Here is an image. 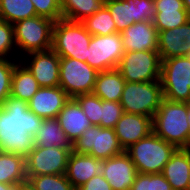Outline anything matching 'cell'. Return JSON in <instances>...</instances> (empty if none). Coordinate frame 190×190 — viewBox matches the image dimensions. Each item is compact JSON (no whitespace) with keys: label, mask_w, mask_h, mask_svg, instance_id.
I'll return each instance as SVG.
<instances>
[{"label":"cell","mask_w":190,"mask_h":190,"mask_svg":"<svg viewBox=\"0 0 190 190\" xmlns=\"http://www.w3.org/2000/svg\"><path fill=\"white\" fill-rule=\"evenodd\" d=\"M42 121L26 101L10 95L0 106V151L26 157L35 147L33 136Z\"/></svg>","instance_id":"obj_1"},{"label":"cell","mask_w":190,"mask_h":190,"mask_svg":"<svg viewBox=\"0 0 190 190\" xmlns=\"http://www.w3.org/2000/svg\"><path fill=\"white\" fill-rule=\"evenodd\" d=\"M188 102L163 99L153 117V132L177 149L190 148Z\"/></svg>","instance_id":"obj_2"},{"label":"cell","mask_w":190,"mask_h":190,"mask_svg":"<svg viewBox=\"0 0 190 190\" xmlns=\"http://www.w3.org/2000/svg\"><path fill=\"white\" fill-rule=\"evenodd\" d=\"M177 150L154 132L130 145L125 152L131 158L138 173H162L164 166Z\"/></svg>","instance_id":"obj_3"},{"label":"cell","mask_w":190,"mask_h":190,"mask_svg":"<svg viewBox=\"0 0 190 190\" xmlns=\"http://www.w3.org/2000/svg\"><path fill=\"white\" fill-rule=\"evenodd\" d=\"M92 35L82 22L59 19L53 25L52 50L60 58L86 62Z\"/></svg>","instance_id":"obj_4"},{"label":"cell","mask_w":190,"mask_h":190,"mask_svg":"<svg viewBox=\"0 0 190 190\" xmlns=\"http://www.w3.org/2000/svg\"><path fill=\"white\" fill-rule=\"evenodd\" d=\"M163 89L161 82H126L120 104L125 113L154 117L161 105Z\"/></svg>","instance_id":"obj_5"},{"label":"cell","mask_w":190,"mask_h":190,"mask_svg":"<svg viewBox=\"0 0 190 190\" xmlns=\"http://www.w3.org/2000/svg\"><path fill=\"white\" fill-rule=\"evenodd\" d=\"M160 82L164 99L190 102V60L186 56L161 61Z\"/></svg>","instance_id":"obj_6"},{"label":"cell","mask_w":190,"mask_h":190,"mask_svg":"<svg viewBox=\"0 0 190 190\" xmlns=\"http://www.w3.org/2000/svg\"><path fill=\"white\" fill-rule=\"evenodd\" d=\"M54 21L33 16L13 24L15 45L25 53L47 51L52 49Z\"/></svg>","instance_id":"obj_7"},{"label":"cell","mask_w":190,"mask_h":190,"mask_svg":"<svg viewBox=\"0 0 190 190\" xmlns=\"http://www.w3.org/2000/svg\"><path fill=\"white\" fill-rule=\"evenodd\" d=\"M72 151L106 160L125 150L120 145L114 129L91 125L72 144Z\"/></svg>","instance_id":"obj_8"},{"label":"cell","mask_w":190,"mask_h":190,"mask_svg":"<svg viewBox=\"0 0 190 190\" xmlns=\"http://www.w3.org/2000/svg\"><path fill=\"white\" fill-rule=\"evenodd\" d=\"M126 82L160 80L161 59L158 50L125 52L117 67Z\"/></svg>","instance_id":"obj_9"},{"label":"cell","mask_w":190,"mask_h":190,"mask_svg":"<svg viewBox=\"0 0 190 190\" xmlns=\"http://www.w3.org/2000/svg\"><path fill=\"white\" fill-rule=\"evenodd\" d=\"M98 71L87 62L60 58L59 86L70 98L93 92Z\"/></svg>","instance_id":"obj_10"},{"label":"cell","mask_w":190,"mask_h":190,"mask_svg":"<svg viewBox=\"0 0 190 190\" xmlns=\"http://www.w3.org/2000/svg\"><path fill=\"white\" fill-rule=\"evenodd\" d=\"M124 53L121 33L93 35L86 62L98 72L111 70L118 67Z\"/></svg>","instance_id":"obj_11"},{"label":"cell","mask_w":190,"mask_h":190,"mask_svg":"<svg viewBox=\"0 0 190 190\" xmlns=\"http://www.w3.org/2000/svg\"><path fill=\"white\" fill-rule=\"evenodd\" d=\"M72 148L35 146L25 157L26 176L65 174Z\"/></svg>","instance_id":"obj_12"},{"label":"cell","mask_w":190,"mask_h":190,"mask_svg":"<svg viewBox=\"0 0 190 190\" xmlns=\"http://www.w3.org/2000/svg\"><path fill=\"white\" fill-rule=\"evenodd\" d=\"M101 174L113 190H131L138 170L131 158L124 151L103 160Z\"/></svg>","instance_id":"obj_13"},{"label":"cell","mask_w":190,"mask_h":190,"mask_svg":"<svg viewBox=\"0 0 190 190\" xmlns=\"http://www.w3.org/2000/svg\"><path fill=\"white\" fill-rule=\"evenodd\" d=\"M32 57L25 66L37 80L40 87L59 86L60 56L52 49L28 53Z\"/></svg>","instance_id":"obj_14"},{"label":"cell","mask_w":190,"mask_h":190,"mask_svg":"<svg viewBox=\"0 0 190 190\" xmlns=\"http://www.w3.org/2000/svg\"><path fill=\"white\" fill-rule=\"evenodd\" d=\"M114 131L125 150L153 132V118L124 112L115 125Z\"/></svg>","instance_id":"obj_15"},{"label":"cell","mask_w":190,"mask_h":190,"mask_svg":"<svg viewBox=\"0 0 190 190\" xmlns=\"http://www.w3.org/2000/svg\"><path fill=\"white\" fill-rule=\"evenodd\" d=\"M69 99L68 94L60 86L40 87L28 102V107L40 118H57Z\"/></svg>","instance_id":"obj_16"},{"label":"cell","mask_w":190,"mask_h":190,"mask_svg":"<svg viewBox=\"0 0 190 190\" xmlns=\"http://www.w3.org/2000/svg\"><path fill=\"white\" fill-rule=\"evenodd\" d=\"M125 52L158 50V31L153 22L142 21L121 32Z\"/></svg>","instance_id":"obj_17"},{"label":"cell","mask_w":190,"mask_h":190,"mask_svg":"<svg viewBox=\"0 0 190 190\" xmlns=\"http://www.w3.org/2000/svg\"><path fill=\"white\" fill-rule=\"evenodd\" d=\"M190 50V20L177 28L158 32V52L161 61L185 56Z\"/></svg>","instance_id":"obj_18"},{"label":"cell","mask_w":190,"mask_h":190,"mask_svg":"<svg viewBox=\"0 0 190 190\" xmlns=\"http://www.w3.org/2000/svg\"><path fill=\"white\" fill-rule=\"evenodd\" d=\"M102 165L103 160L96 159L88 154L71 151L65 175L73 187L78 189L92 177L100 175Z\"/></svg>","instance_id":"obj_19"},{"label":"cell","mask_w":190,"mask_h":190,"mask_svg":"<svg viewBox=\"0 0 190 190\" xmlns=\"http://www.w3.org/2000/svg\"><path fill=\"white\" fill-rule=\"evenodd\" d=\"M156 17L153 21L157 31L177 28L190 20L183 0H154Z\"/></svg>","instance_id":"obj_20"},{"label":"cell","mask_w":190,"mask_h":190,"mask_svg":"<svg viewBox=\"0 0 190 190\" xmlns=\"http://www.w3.org/2000/svg\"><path fill=\"white\" fill-rule=\"evenodd\" d=\"M61 128L73 144L91 126L87 116L75 98H70L57 116Z\"/></svg>","instance_id":"obj_21"},{"label":"cell","mask_w":190,"mask_h":190,"mask_svg":"<svg viewBox=\"0 0 190 190\" xmlns=\"http://www.w3.org/2000/svg\"><path fill=\"white\" fill-rule=\"evenodd\" d=\"M162 174L172 190H187L190 176V148L177 149L164 166Z\"/></svg>","instance_id":"obj_22"},{"label":"cell","mask_w":190,"mask_h":190,"mask_svg":"<svg viewBox=\"0 0 190 190\" xmlns=\"http://www.w3.org/2000/svg\"><path fill=\"white\" fill-rule=\"evenodd\" d=\"M125 79L117 68L99 72L93 94L105 101L120 102Z\"/></svg>","instance_id":"obj_23"},{"label":"cell","mask_w":190,"mask_h":190,"mask_svg":"<svg viewBox=\"0 0 190 190\" xmlns=\"http://www.w3.org/2000/svg\"><path fill=\"white\" fill-rule=\"evenodd\" d=\"M33 138L35 146L38 147L72 148V143L68 140L57 118L43 119Z\"/></svg>","instance_id":"obj_24"},{"label":"cell","mask_w":190,"mask_h":190,"mask_svg":"<svg viewBox=\"0 0 190 190\" xmlns=\"http://www.w3.org/2000/svg\"><path fill=\"white\" fill-rule=\"evenodd\" d=\"M27 180L25 157L0 151V182L18 184Z\"/></svg>","instance_id":"obj_25"},{"label":"cell","mask_w":190,"mask_h":190,"mask_svg":"<svg viewBox=\"0 0 190 190\" xmlns=\"http://www.w3.org/2000/svg\"><path fill=\"white\" fill-rule=\"evenodd\" d=\"M22 66L20 64L15 65L12 74L11 96L28 103L39 90L40 86L25 65Z\"/></svg>","instance_id":"obj_26"},{"label":"cell","mask_w":190,"mask_h":190,"mask_svg":"<svg viewBox=\"0 0 190 190\" xmlns=\"http://www.w3.org/2000/svg\"><path fill=\"white\" fill-rule=\"evenodd\" d=\"M103 5V0H61L62 18L82 22Z\"/></svg>","instance_id":"obj_27"},{"label":"cell","mask_w":190,"mask_h":190,"mask_svg":"<svg viewBox=\"0 0 190 190\" xmlns=\"http://www.w3.org/2000/svg\"><path fill=\"white\" fill-rule=\"evenodd\" d=\"M36 15L31 0H0V19L14 24Z\"/></svg>","instance_id":"obj_28"},{"label":"cell","mask_w":190,"mask_h":190,"mask_svg":"<svg viewBox=\"0 0 190 190\" xmlns=\"http://www.w3.org/2000/svg\"><path fill=\"white\" fill-rule=\"evenodd\" d=\"M86 30L93 35H110L117 33L116 24L108 8L103 5L92 16L82 21Z\"/></svg>","instance_id":"obj_29"},{"label":"cell","mask_w":190,"mask_h":190,"mask_svg":"<svg viewBox=\"0 0 190 190\" xmlns=\"http://www.w3.org/2000/svg\"><path fill=\"white\" fill-rule=\"evenodd\" d=\"M134 0H106L104 5L108 8L116 24L117 32L121 33L128 26L136 23L133 11Z\"/></svg>","instance_id":"obj_30"},{"label":"cell","mask_w":190,"mask_h":190,"mask_svg":"<svg viewBox=\"0 0 190 190\" xmlns=\"http://www.w3.org/2000/svg\"><path fill=\"white\" fill-rule=\"evenodd\" d=\"M36 190H76L65 174L27 176Z\"/></svg>","instance_id":"obj_31"},{"label":"cell","mask_w":190,"mask_h":190,"mask_svg":"<svg viewBox=\"0 0 190 190\" xmlns=\"http://www.w3.org/2000/svg\"><path fill=\"white\" fill-rule=\"evenodd\" d=\"M91 125L101 126V98L90 94H81L75 97Z\"/></svg>","instance_id":"obj_32"},{"label":"cell","mask_w":190,"mask_h":190,"mask_svg":"<svg viewBox=\"0 0 190 190\" xmlns=\"http://www.w3.org/2000/svg\"><path fill=\"white\" fill-rule=\"evenodd\" d=\"M123 113L120 102L101 99V127L114 129Z\"/></svg>","instance_id":"obj_33"},{"label":"cell","mask_w":190,"mask_h":190,"mask_svg":"<svg viewBox=\"0 0 190 190\" xmlns=\"http://www.w3.org/2000/svg\"><path fill=\"white\" fill-rule=\"evenodd\" d=\"M0 59V106L11 95L12 74L16 63Z\"/></svg>","instance_id":"obj_34"},{"label":"cell","mask_w":190,"mask_h":190,"mask_svg":"<svg viewBox=\"0 0 190 190\" xmlns=\"http://www.w3.org/2000/svg\"><path fill=\"white\" fill-rule=\"evenodd\" d=\"M36 15L56 22L62 19L61 0H31Z\"/></svg>","instance_id":"obj_35"},{"label":"cell","mask_w":190,"mask_h":190,"mask_svg":"<svg viewBox=\"0 0 190 190\" xmlns=\"http://www.w3.org/2000/svg\"><path fill=\"white\" fill-rule=\"evenodd\" d=\"M133 11L135 22H153L157 13L154 0H134Z\"/></svg>","instance_id":"obj_36"},{"label":"cell","mask_w":190,"mask_h":190,"mask_svg":"<svg viewBox=\"0 0 190 190\" xmlns=\"http://www.w3.org/2000/svg\"><path fill=\"white\" fill-rule=\"evenodd\" d=\"M13 24L0 19V59H7V54L14 47Z\"/></svg>","instance_id":"obj_37"},{"label":"cell","mask_w":190,"mask_h":190,"mask_svg":"<svg viewBox=\"0 0 190 190\" xmlns=\"http://www.w3.org/2000/svg\"><path fill=\"white\" fill-rule=\"evenodd\" d=\"M76 190H113L102 174L92 177Z\"/></svg>","instance_id":"obj_38"},{"label":"cell","mask_w":190,"mask_h":190,"mask_svg":"<svg viewBox=\"0 0 190 190\" xmlns=\"http://www.w3.org/2000/svg\"><path fill=\"white\" fill-rule=\"evenodd\" d=\"M131 190H152V174L138 173Z\"/></svg>","instance_id":"obj_39"},{"label":"cell","mask_w":190,"mask_h":190,"mask_svg":"<svg viewBox=\"0 0 190 190\" xmlns=\"http://www.w3.org/2000/svg\"><path fill=\"white\" fill-rule=\"evenodd\" d=\"M152 190H172L162 173L152 174Z\"/></svg>","instance_id":"obj_40"},{"label":"cell","mask_w":190,"mask_h":190,"mask_svg":"<svg viewBox=\"0 0 190 190\" xmlns=\"http://www.w3.org/2000/svg\"><path fill=\"white\" fill-rule=\"evenodd\" d=\"M19 190H36L32 183L27 179L19 183Z\"/></svg>","instance_id":"obj_41"},{"label":"cell","mask_w":190,"mask_h":190,"mask_svg":"<svg viewBox=\"0 0 190 190\" xmlns=\"http://www.w3.org/2000/svg\"><path fill=\"white\" fill-rule=\"evenodd\" d=\"M0 190H19L18 184H5L0 182Z\"/></svg>","instance_id":"obj_42"},{"label":"cell","mask_w":190,"mask_h":190,"mask_svg":"<svg viewBox=\"0 0 190 190\" xmlns=\"http://www.w3.org/2000/svg\"><path fill=\"white\" fill-rule=\"evenodd\" d=\"M184 8L187 10L190 15V0H183Z\"/></svg>","instance_id":"obj_43"},{"label":"cell","mask_w":190,"mask_h":190,"mask_svg":"<svg viewBox=\"0 0 190 190\" xmlns=\"http://www.w3.org/2000/svg\"><path fill=\"white\" fill-rule=\"evenodd\" d=\"M188 123L190 125V102L188 103V114H187Z\"/></svg>","instance_id":"obj_44"},{"label":"cell","mask_w":190,"mask_h":190,"mask_svg":"<svg viewBox=\"0 0 190 190\" xmlns=\"http://www.w3.org/2000/svg\"><path fill=\"white\" fill-rule=\"evenodd\" d=\"M187 190H190V176H189V180H188V187Z\"/></svg>","instance_id":"obj_45"},{"label":"cell","mask_w":190,"mask_h":190,"mask_svg":"<svg viewBox=\"0 0 190 190\" xmlns=\"http://www.w3.org/2000/svg\"><path fill=\"white\" fill-rule=\"evenodd\" d=\"M185 56L190 60V50Z\"/></svg>","instance_id":"obj_46"}]
</instances>
